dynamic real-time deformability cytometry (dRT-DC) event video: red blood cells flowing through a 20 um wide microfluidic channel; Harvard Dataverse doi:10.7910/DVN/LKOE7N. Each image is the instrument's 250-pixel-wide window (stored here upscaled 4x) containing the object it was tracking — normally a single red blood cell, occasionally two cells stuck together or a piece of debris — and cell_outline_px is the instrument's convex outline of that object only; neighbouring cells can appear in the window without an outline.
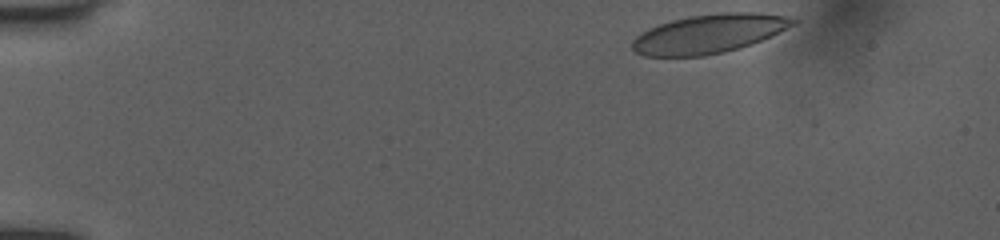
{"species": "human", "species_latin": "Homo sapiens", "temperature_condition": "room temperature", "stored_images_in_passage": 59, "camera_frame_rate_fps": 3000, "um_per_image_px": 0.085, "donor": {"sex": "female"}, "frame": {"image": 1, "passage_image": 1, "time_ms": 0.0, "image_size_px": [1000, 240], "cell_outline_px": [[800, 20], [796, 24], [752, 44], [740, 48], [724, 52], [704, 56], [644, 56], [636, 52], [632, 48], [632, 40], [636, 36], [648, 28], [672, 20], [688, 16], [720, 12], [756, 12], [796, 16]], "centroid_in_image_um": [60.32, 2.85], "position_along_channel_um": 24.7, "area_um2": 36.82}}
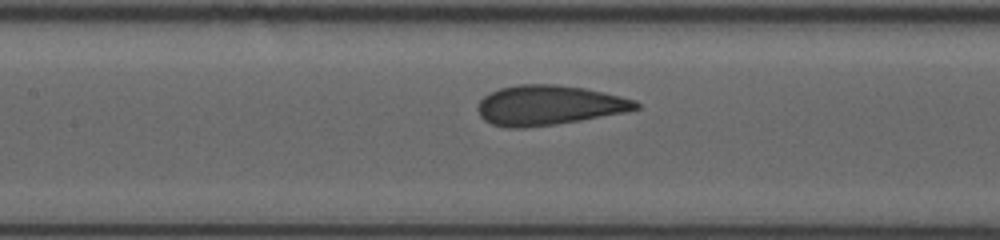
{"frame": {"image": 2, "passage_image": 28, "time_ms": 6.0, "image_size_px": [1000, 240], "cell_outline_px": [[640, 108], [624, 112], [552, 124], [520, 128], [508, 128], [492, 124], [484, 120], [480, 116], [480, 100], [488, 92], [500, 88], [516, 84], [556, 84], [584, 88], [604, 92], [636, 100], [640, 104]], "centroid_in_image_um": [46.64, 8.92], "position_along_channel_um": 160.8, "area_um2": 36.24}}
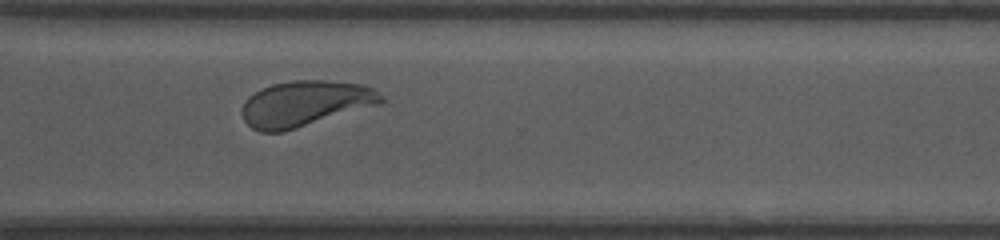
{"frame": {"image": 3, "passage_image": 57, "time_ms": 10.667, "image_size_px": [1000, 240], "cell_outline_px": [[384, 100], [380, 104], [280, 132], [260, 132], [252, 128], [244, 120], [244, 104], [248, 96], [272, 84], [292, 80], [332, 80], [360, 84], [376, 88], [384, 96]], "centroid_in_image_um": [25.99, 8.78], "position_along_channel_um": 344.6, "area_um2": 36.65}}